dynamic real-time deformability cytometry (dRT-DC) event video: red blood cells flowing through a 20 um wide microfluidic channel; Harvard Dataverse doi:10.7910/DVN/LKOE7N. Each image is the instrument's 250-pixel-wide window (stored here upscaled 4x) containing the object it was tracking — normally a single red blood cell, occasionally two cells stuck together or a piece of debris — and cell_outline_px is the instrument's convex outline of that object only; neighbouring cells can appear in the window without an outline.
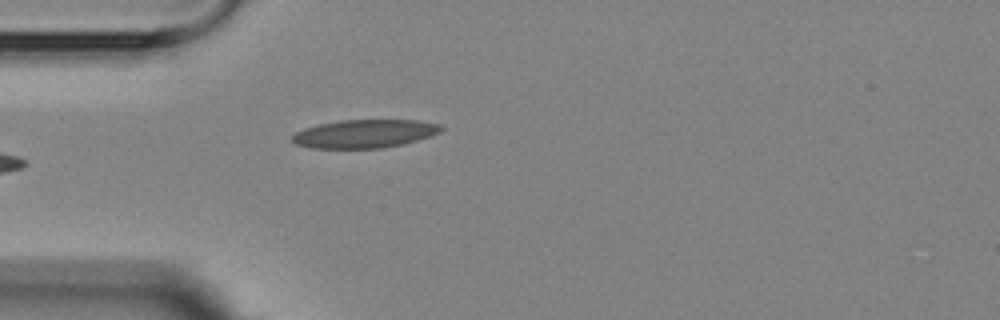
{"species": "Egyptian fruit bat (a non-hibernating species)", "species_latin": "Rousettus aegyptiacus", "temperature_condition": "room temperature", "stored_images_in_passage": 1, "camera_frame_rate_fps": 3000, "um_per_image_px": 0.085, "animal": {"sex": "female"}, "frame": {"image": 1, "passage_image": 1, "time_ms": 0.0, "image_size_px": [1000, 320], "cell_outline_px": [[444, 128], [440, 132], [404, 144], [380, 148], [312, 148], [296, 144], [292, 140], [292, 136], [296, 132], [304, 128], [320, 124], [340, 120], [420, 120], [440, 124]], "centroid_in_image_um": [31.0, 11.36], "position_along_channel_um": 54.0, "area_um2": 24.45}}